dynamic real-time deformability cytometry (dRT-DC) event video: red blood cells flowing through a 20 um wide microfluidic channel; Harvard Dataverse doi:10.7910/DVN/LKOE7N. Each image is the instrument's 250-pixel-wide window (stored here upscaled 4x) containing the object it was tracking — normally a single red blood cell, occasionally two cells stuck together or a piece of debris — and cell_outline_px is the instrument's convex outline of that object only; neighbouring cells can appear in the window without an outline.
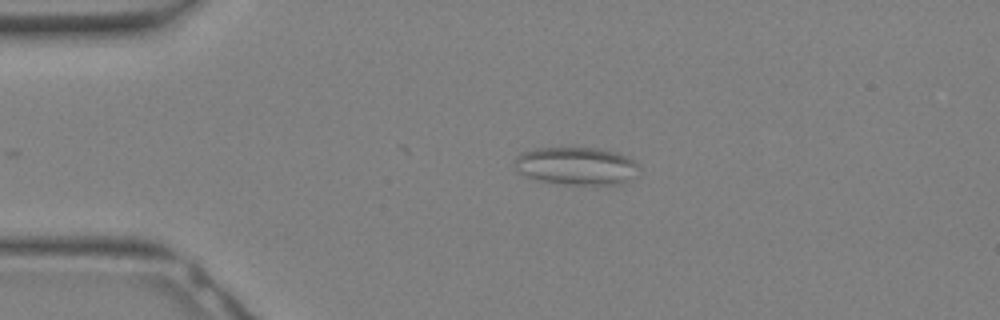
{"species": "Egyptian fruit bat (a non-hibernating species)", "species_latin": "Rousettus aegyptiacus", "temperature_condition": "warm", "stored_images_in_passage": 3, "camera_frame_rate_fps": 3000, "um_per_image_px": 0.085, "animal": {"sex": "female"}, "frame": {"image": 1, "passage_image": 1, "time_ms": 0.0, "image_size_px": [1000, 320], "cell_outline_px": [[640, 168], [628, 180], [620, 184], [564, 184], [540, 180], [528, 176], [520, 172], [516, 168], [516, 156], [520, 152], [536, 148], [596, 148], [620, 152], [628, 156]], "centroid_in_image_um": [49.0, 14.09], "position_along_channel_um": 36.0, "area_um2": 27.11}}